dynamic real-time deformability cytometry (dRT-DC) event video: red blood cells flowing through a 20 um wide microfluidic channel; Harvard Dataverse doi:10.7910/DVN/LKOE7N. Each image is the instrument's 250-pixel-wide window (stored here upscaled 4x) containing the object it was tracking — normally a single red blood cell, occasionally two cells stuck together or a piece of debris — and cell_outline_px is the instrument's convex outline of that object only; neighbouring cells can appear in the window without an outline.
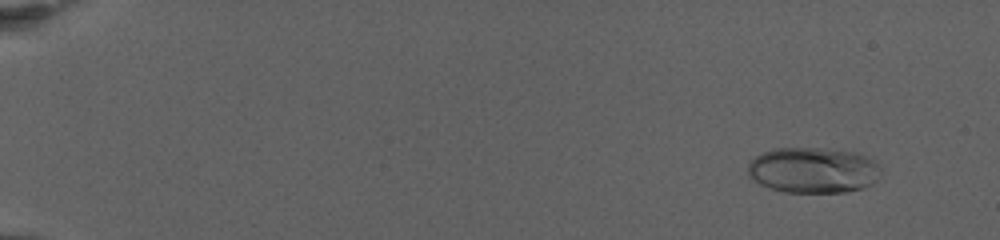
{"species": "human", "species_latin": "Homo sapiens", "temperature_condition": "warm", "stored_images_in_passage": 75, "camera_frame_rate_fps": 3000, "um_per_image_px": 0.085, "donor": {"sex": "female"}, "frame": {"image": 1, "passage_image": 7, "time_ms": 2.0, "image_size_px": [1000, 240], "cell_outline_px": [[880, 168], [876, 180], [872, 184], [864, 188], [848, 192], [784, 192], [760, 184], [748, 176], [748, 164], [756, 156], [764, 152], [776, 148], [816, 148], [856, 152], [872, 160]], "centroid_in_image_um": [69.1, 14.47], "position_along_channel_um": 15.9, "area_um2": 35.2}}
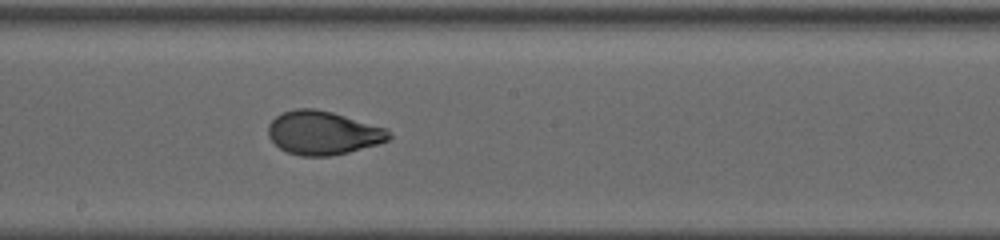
{"frame": {"image": 2, "passage_image": 45, "time_ms": 14.667, "image_size_px": [1000, 240], "cell_outline_px": [[392, 136], [388, 140], [380, 144], [332, 156], [300, 156], [288, 152], [280, 148], [268, 136], [268, 124], [276, 116], [284, 112], [296, 108], [312, 108], [332, 112], [388, 128]], "centroid_in_image_um": [27.48, 11.29], "position_along_channel_um": 220.7, "area_um2": 30.81}}
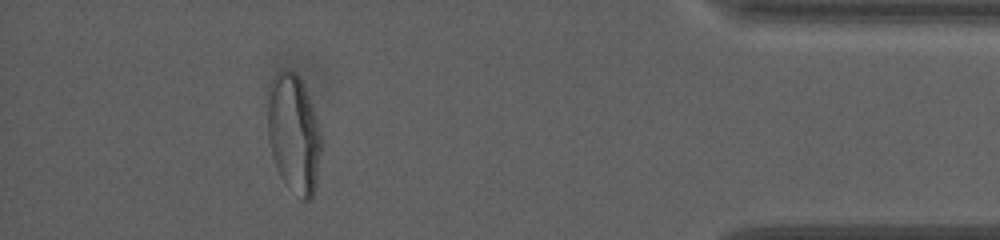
{"frame": {"image": 3, "passage_image": 69, "time_ms": 22.667, "image_size_px": [1000, 240], "cell_outline_px": [[324, 140], [316, 188], [312, 200], [304, 200], [288, 188], [280, 176], [276, 168], [272, 156], [268, 140], [268, 88], [276, 72], [280, 68], [292, 68], [300, 76], [324, 136]], "centroid_in_image_um": [25.0, 11.35], "position_along_channel_um": 410.2, "area_um2": 38.44}, "authors_computed_cell_mechanics": {"area_um2": 32.368, "velocity_mm_per_s": 2.8804, "shape_relaxation_time_tau1_ms": 5.054, "shape_relaxation_time_tau2_ms": null, "deformation_change_tau1": 0.1895, "deformation_change_tau2": null}}